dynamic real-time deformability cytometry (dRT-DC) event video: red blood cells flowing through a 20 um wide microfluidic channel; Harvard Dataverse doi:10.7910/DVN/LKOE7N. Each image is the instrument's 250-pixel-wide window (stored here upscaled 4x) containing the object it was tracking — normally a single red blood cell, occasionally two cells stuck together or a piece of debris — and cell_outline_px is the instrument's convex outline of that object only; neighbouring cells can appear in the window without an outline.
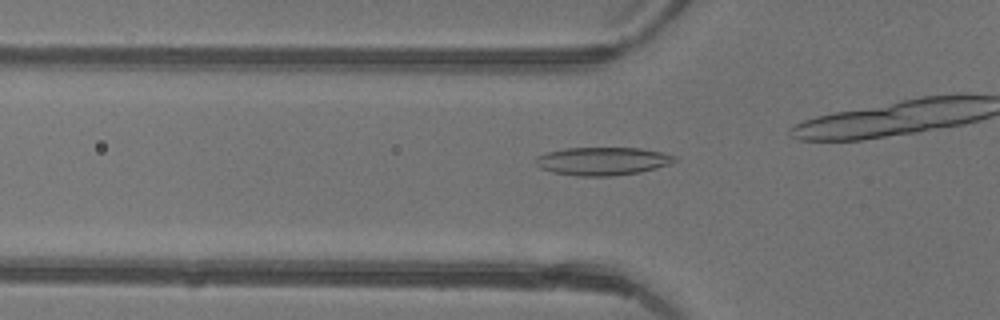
{"species": "common noctule bat (a hibernating species)", "species_latin": "Nyctalus noctula", "temperature_condition": "warm", "stored_images_in_passage": 38, "camera_frame_rate_fps": 3000, "um_per_image_px": 0.085, "animal": {"sex": "female"}, "frame": {"image": 1, "passage_image": 17, "time_ms": 5.333, "image_size_px": [1000, 320], "cell_outline_px": [[676, 160], [668, 164], [656, 168], [640, 172], [612, 176], [576, 176], [552, 172], [540, 168], [532, 160], [536, 156], [548, 152], [564, 148], [640, 148], [660, 152], [676, 156]], "centroid_in_image_um": [51.16, 13.7], "position_along_channel_um": 74.6, "area_um2": 22.77}}